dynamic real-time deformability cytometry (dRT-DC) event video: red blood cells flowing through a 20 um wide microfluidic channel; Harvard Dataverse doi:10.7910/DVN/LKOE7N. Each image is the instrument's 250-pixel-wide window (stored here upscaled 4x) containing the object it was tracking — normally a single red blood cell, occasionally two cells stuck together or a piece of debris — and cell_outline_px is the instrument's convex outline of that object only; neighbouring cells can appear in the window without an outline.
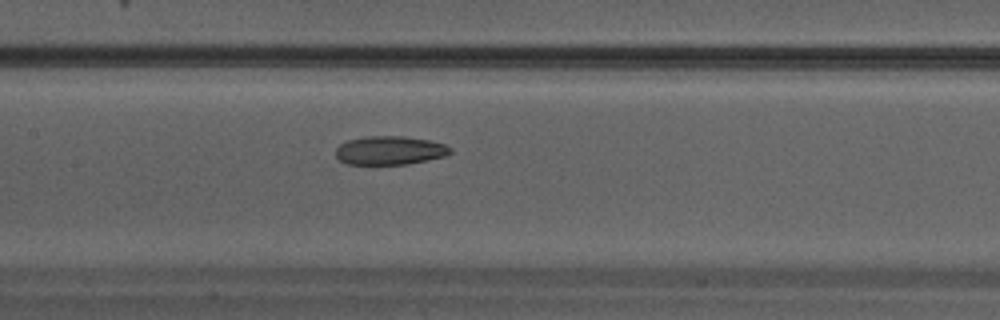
{"species": "Egyptian fruit bat (a non-hibernating species)", "species_latin": "Rousettus aegyptiacus", "temperature_condition": "warm", "stored_images_in_passage": 26, "camera_frame_rate_fps": 3000, "um_per_image_px": 0.085, "animal": {"sex": "male"}, "frame": {"image": 1, "passage_image": 8, "time_ms": 2.333, "image_size_px": [1000, 320], "cell_outline_px": [[452, 152], [444, 156], [428, 160], [408, 164], [348, 164], [340, 160], [336, 156], [336, 148], [340, 144], [348, 140], [364, 136], [404, 136], [428, 140], [444, 144], [452, 148]], "centroid_in_image_um": [33.13, 12.78], "position_along_channel_um": 174.3, "area_um2": 19.13}}